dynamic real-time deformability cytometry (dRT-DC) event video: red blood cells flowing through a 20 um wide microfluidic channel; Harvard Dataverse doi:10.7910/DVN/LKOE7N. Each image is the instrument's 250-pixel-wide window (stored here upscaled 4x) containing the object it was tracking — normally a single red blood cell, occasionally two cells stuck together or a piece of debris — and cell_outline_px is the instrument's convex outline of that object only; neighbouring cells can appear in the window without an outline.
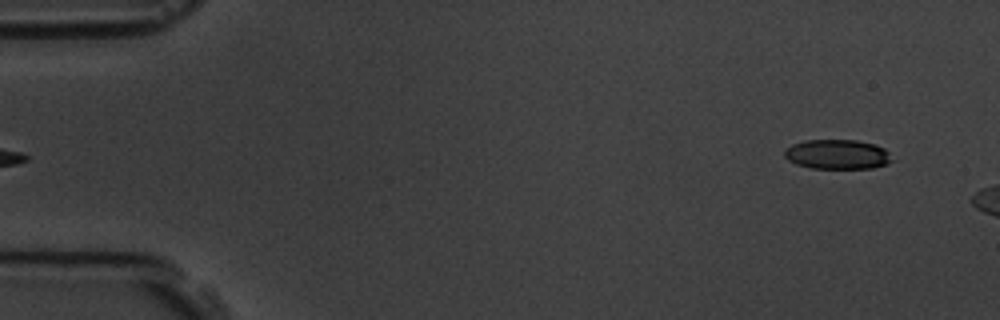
{"species": "common noctule bat (a hibernating species)", "species_latin": "Nyctalus noctula", "temperature_condition": "room temperature", "stored_images_in_passage": 6, "segment_of_instrument_passage": [2, 2], "camera_frame_rate_fps": 3000, "um_per_image_px": 0.085, "animal": {"sex": "male", "body_mass_g": 19.5, "forearm_length_mm": 54.6}, "frame": {"image": 1, "passage_image": 6, "time_ms": 5.667, "image_size_px": [1000, 320], "cell_outline_px": [[892, 160], [888, 164], [872, 168], [812, 168], [796, 164], [788, 160], [784, 156], [784, 148], [792, 144], [804, 140], [856, 140], [876, 144], [884, 148], [888, 152]], "centroid_in_image_um": [71.15, 13.11], "position_along_channel_um": 13.8, "area_um2": 18.67}}